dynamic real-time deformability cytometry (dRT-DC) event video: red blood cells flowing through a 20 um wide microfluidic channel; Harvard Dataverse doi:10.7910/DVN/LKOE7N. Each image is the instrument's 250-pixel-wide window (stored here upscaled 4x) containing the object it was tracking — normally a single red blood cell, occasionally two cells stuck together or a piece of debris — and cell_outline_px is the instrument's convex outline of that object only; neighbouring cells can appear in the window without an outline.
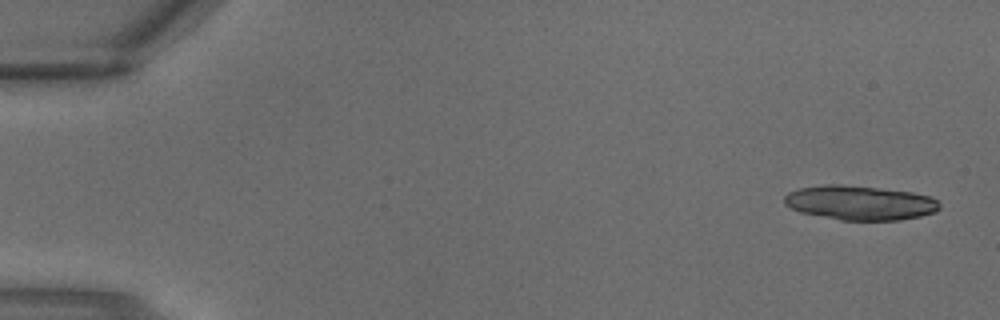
{"species": "common noctule bat (a hibernating species)", "species_latin": "Nyctalus noctula", "temperature_condition": "warm", "stored_images_in_passage": 3, "camera_frame_rate_fps": 3000, "um_per_image_px": 0.085, "animal": {"sex": "male", "body_mass_g": 18.8}, "frame": {"image": 1, "passage_image": 1, "time_ms": 0.0, "image_size_px": [1000, 320], "cell_outline_px": [[940, 208], [936, 212], [920, 216], [900, 220], [840, 220], [800, 212], [784, 204], [784, 196], [788, 192], [800, 188], [824, 184], [840, 184], [912, 192], [932, 196], [940, 204]], "centroid_in_image_um": [73.1, 17.24], "position_along_channel_um": 11.9, "area_um2": 31.15}}